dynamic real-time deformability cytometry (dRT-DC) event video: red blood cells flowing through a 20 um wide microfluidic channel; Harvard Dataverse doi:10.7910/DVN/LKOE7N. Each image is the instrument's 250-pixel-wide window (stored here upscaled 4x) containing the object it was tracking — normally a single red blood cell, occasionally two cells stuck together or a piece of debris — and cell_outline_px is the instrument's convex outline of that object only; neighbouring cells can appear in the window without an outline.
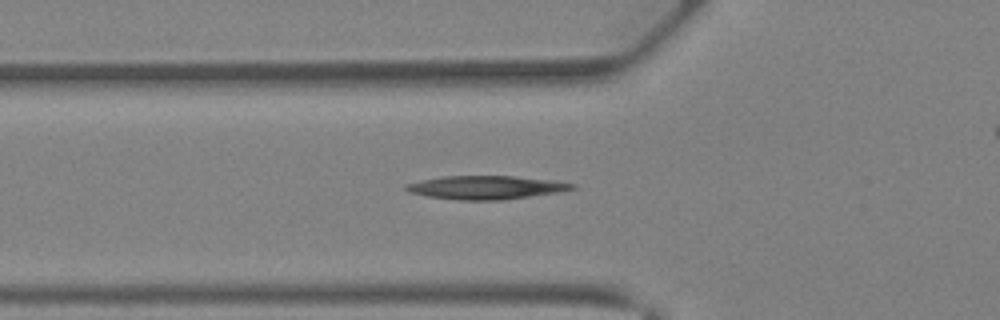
{"species": "Egyptian fruit bat (a non-hibernating species)", "species_latin": "Rousettus aegyptiacus", "temperature_condition": "warm", "stored_images_in_passage": 41, "camera_frame_rate_fps": 3000, "um_per_image_px": 0.085, "animal": {"sex": "female"}, "frame": {"image": 1, "passage_image": 14, "time_ms": 4.333, "image_size_px": [1000, 320], "cell_outline_px": [[576, 188], [556, 192], [500, 200], [460, 200], [428, 196], [412, 192], [404, 188], [404, 184], [420, 180], [444, 176], [512, 176], [548, 180], [576, 184]], "centroid_in_image_um": [41.25, 15.93], "position_along_channel_um": 84.5, "area_um2": 22.25}}
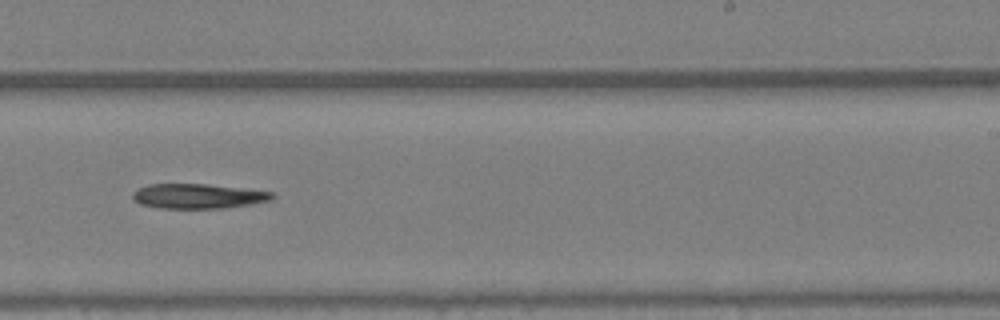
{"frame": {"image": 2, "passage_image": 25, "time_ms": 8.0, "image_size_px": [1000, 320], "cell_outline_px": [[276, 196], [272, 200], [252, 204], [224, 208], [160, 208], [140, 204], [132, 196], [132, 192], [148, 184], [204, 184], [240, 188], [272, 192]], "centroid_in_image_um": [16.85, 16.68], "position_along_channel_um": 272.2, "area_um2": 20.0}}
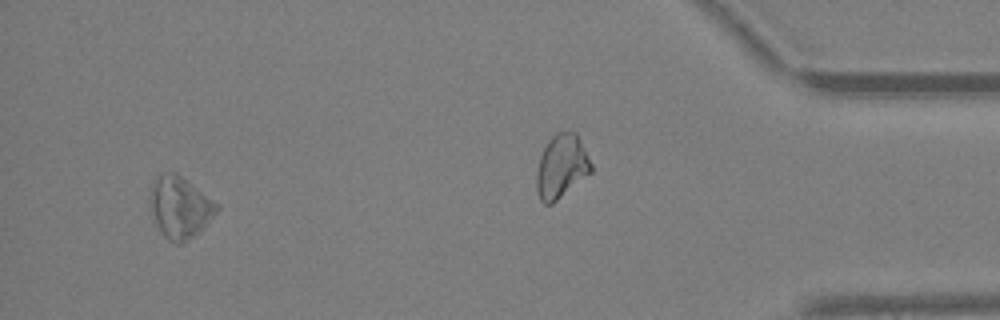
{"frame": {"image": 3, "passage_image": 38, "time_ms": 12.333, "image_size_px": [1000, 320], "cell_outline_px": [[220, 208], [204, 228], [200, 232], [180, 244], [176, 244], [168, 240], [160, 232], [156, 224], [148, 196], [152, 180], [164, 172], [176, 172], [220, 204]], "centroid_in_image_um": [15.3, 17.61], "position_along_channel_um": 419.9, "area_um2": 24.28}}